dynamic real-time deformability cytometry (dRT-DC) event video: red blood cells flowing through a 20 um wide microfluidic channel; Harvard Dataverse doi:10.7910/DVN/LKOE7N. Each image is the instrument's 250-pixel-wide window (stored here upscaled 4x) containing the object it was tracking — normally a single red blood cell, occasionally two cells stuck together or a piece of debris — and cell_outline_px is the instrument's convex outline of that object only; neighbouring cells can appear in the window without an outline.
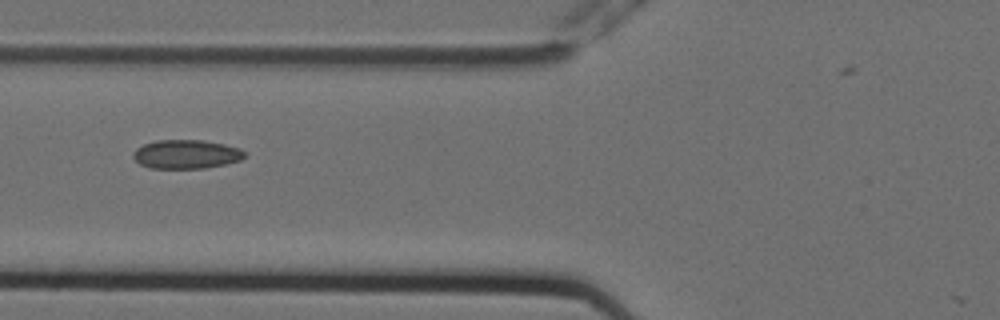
{"species": "Egyptian fruit bat (a non-hibernating species)", "species_latin": "Rousettus aegyptiacus", "temperature_condition": "cold", "stored_images_in_passage": 10, "camera_frame_rate_fps": 3000, "um_per_image_px": 0.085, "animal": {"sex": "female"}, "frame": {"image": 1, "passage_image": 7, "time_ms": 2.0, "image_size_px": [1000, 320], "cell_outline_px": [[244, 156], [240, 160], [228, 164], [204, 168], [148, 168], [140, 164], [132, 156], [136, 148], [144, 144], [156, 140], [204, 140], [224, 144], [240, 148], [244, 152]], "centroid_in_image_um": [15.83, 13.11], "position_along_channel_um": 110.0, "area_um2": 18.79}}
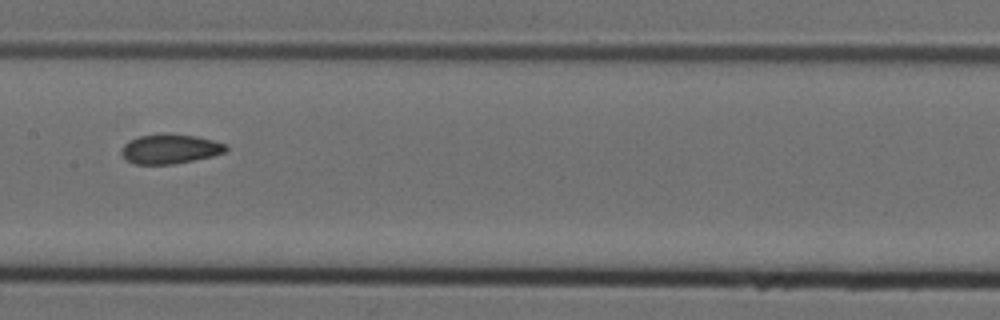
{"frame": {"image": 2, "passage_image": 9, "time_ms": 2.667, "image_size_px": [1000, 320], "cell_outline_px": [[228, 148], [224, 152], [212, 156], [172, 164], [136, 164], [124, 160], [120, 152], [120, 148], [124, 144], [140, 136], [196, 136], [212, 140], [224, 144]], "centroid_in_image_um": [14.4, 12.71], "position_along_channel_um": 193.0, "area_um2": 17.22}}
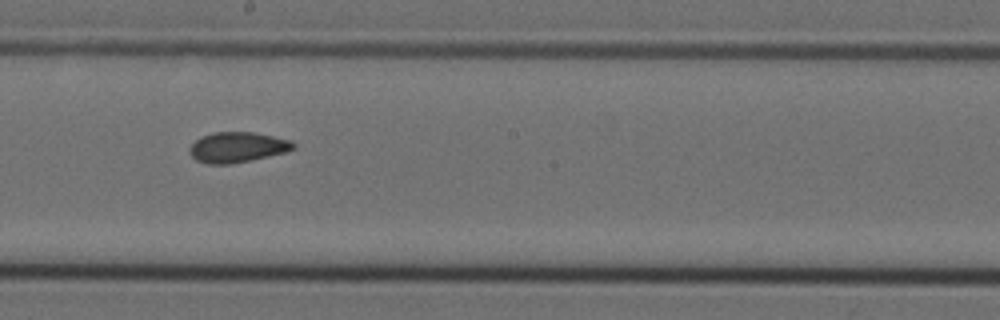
{"frame": {"image": 3, "passage_image": 10, "time_ms": 3.0, "image_size_px": [1000, 320], "cell_outline_px": [[296, 148], [284, 152], [268, 156], [228, 164], [208, 164], [196, 160], [188, 152], [188, 148], [196, 140], [212, 132], [252, 132], [292, 140], [296, 144]], "centroid_in_image_um": [20.17, 12.51], "position_along_channel_um": 228.0, "area_um2": 18.21}}